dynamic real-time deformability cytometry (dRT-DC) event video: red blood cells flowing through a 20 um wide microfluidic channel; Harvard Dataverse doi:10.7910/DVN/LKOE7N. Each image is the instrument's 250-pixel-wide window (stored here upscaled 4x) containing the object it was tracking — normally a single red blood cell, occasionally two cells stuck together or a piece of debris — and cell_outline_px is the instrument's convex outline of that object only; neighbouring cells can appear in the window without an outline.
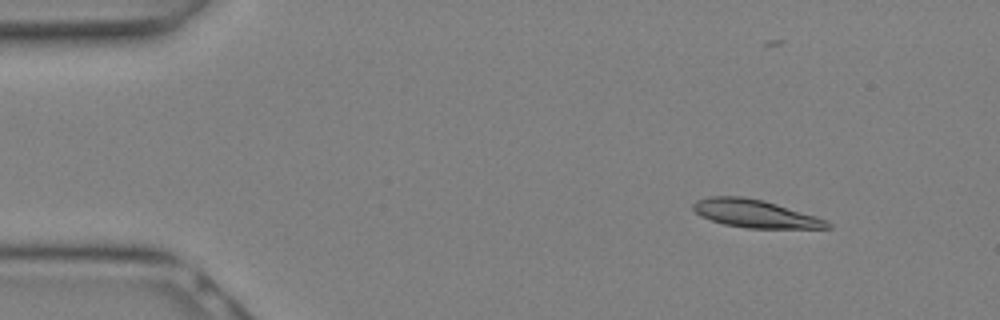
{"species": "Egyptian fruit bat (a non-hibernating species)", "species_latin": "Rousettus aegyptiacus", "temperature_condition": "warm", "stored_images_in_passage": 11, "camera_frame_rate_fps": 3000, "um_per_image_px": 0.085, "animal": {"sex": "female"}, "frame": {"image": 1, "passage_image": 1, "time_ms": 0.0, "image_size_px": [1000, 320], "cell_outline_px": [[832, 228], [748, 228], [724, 224], [700, 216], [692, 208], [692, 204], [696, 200], [708, 196], [740, 196], [764, 200], [816, 216], [828, 220], [832, 224]], "centroid_in_image_um": [64.19, 18.15], "position_along_channel_um": 20.8, "area_um2": 21.85}}
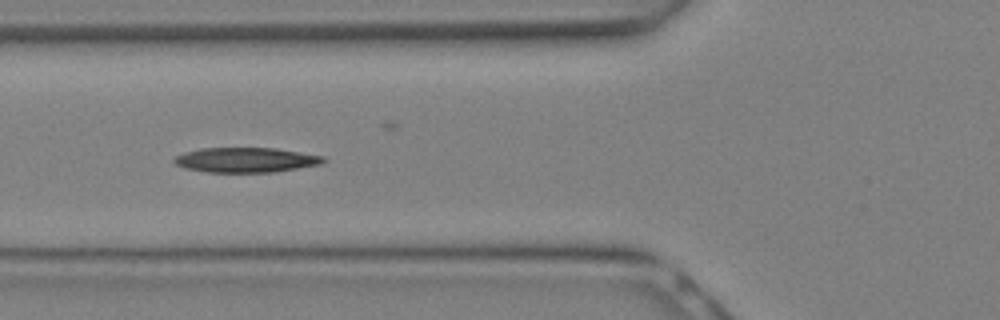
{"frame": {"image": 2, "passage_image": 8, "time_ms": 2.333, "image_size_px": [1000, 320], "cell_outline_px": [[328, 160], [320, 164], [276, 172], [208, 172], [184, 168], [176, 164], [172, 160], [176, 156], [184, 152], [200, 148], [276, 148], [324, 156]], "centroid_in_image_um": [20.9, 13.59], "position_along_channel_um": 104.9, "area_um2": 21.68}}
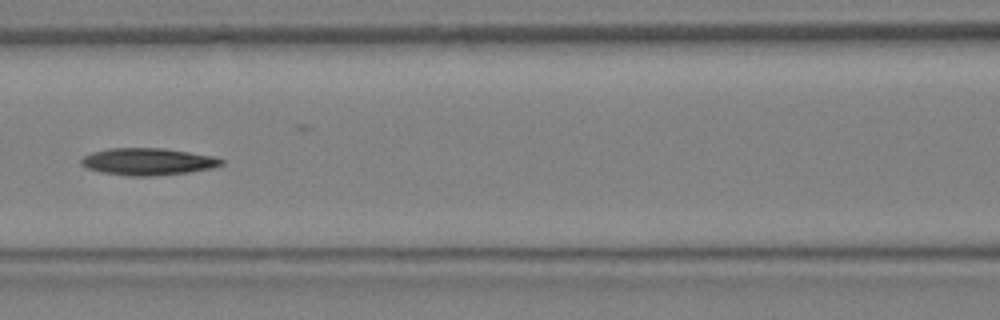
{"frame": {"image": 3, "passage_image": 10, "time_ms": 3.0, "image_size_px": [1000, 320], "cell_outline_px": [[224, 164], [212, 168], [188, 172], [152, 176], [128, 176], [100, 172], [88, 168], [80, 164], [80, 160], [84, 156], [92, 152], [108, 148], [164, 148], [212, 156], [224, 160]], "centroid_in_image_um": [12.54, 13.74], "position_along_channel_um": 154.1, "area_um2": 22.08}}